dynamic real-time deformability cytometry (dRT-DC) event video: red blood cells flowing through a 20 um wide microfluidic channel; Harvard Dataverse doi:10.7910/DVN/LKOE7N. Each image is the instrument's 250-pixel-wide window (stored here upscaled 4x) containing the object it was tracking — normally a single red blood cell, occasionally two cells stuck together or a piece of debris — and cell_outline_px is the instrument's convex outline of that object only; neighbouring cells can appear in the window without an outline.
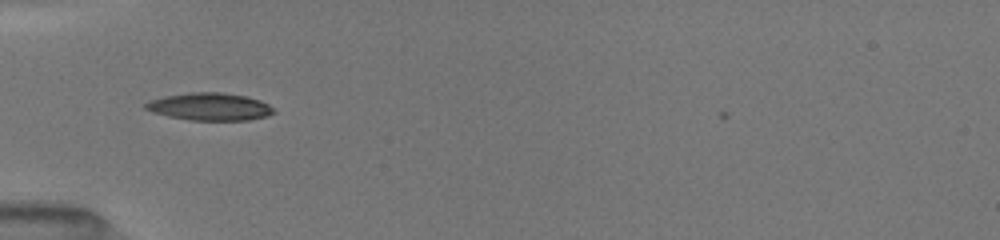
{"species": "common noctule bat (a hibernating species)", "species_latin": "Nyctalus noctula", "temperature_condition": "room temperature", "stored_images_in_passage": 21, "camera_frame_rate_fps": 3000, "um_per_image_px": 0.085, "animal": {"sex": "female", "body_mass_g": 19.5, "forearm_length_mm": 54.1}, "frame": {"image": 1, "passage_image": 3, "time_ms": 1.0, "image_size_px": [1000, 240], "cell_outline_px": [[276, 112], [268, 116], [248, 120], [192, 120], [168, 116], [152, 112], [144, 108], [144, 104], [152, 100], [164, 96], [192, 92], [220, 92], [244, 96], [260, 100], [268, 104]], "centroid_in_image_um": [17.84, 9.07], "position_along_channel_um": 67.2, "area_um2": 20.4}}
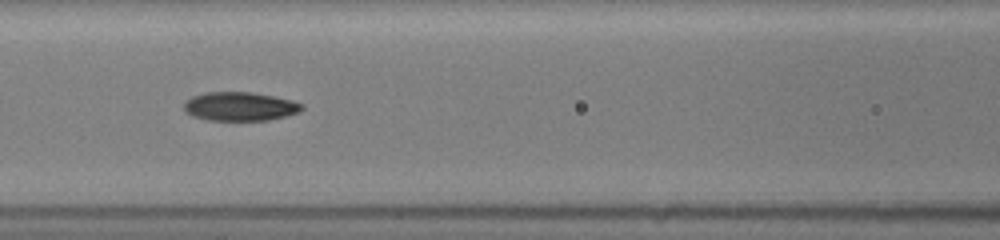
{"frame": {"image": 2, "passage_image": 8, "time_ms": 3.0, "image_size_px": [1000, 240], "cell_outline_px": [[304, 108], [300, 112], [288, 116], [268, 120], [208, 120], [192, 116], [184, 112], [184, 100], [192, 96], [204, 92], [248, 92], [272, 96], [292, 100], [304, 104]], "centroid_in_image_um": [20.38, 9.05], "position_along_channel_um": 146.2, "area_um2": 20.0}}